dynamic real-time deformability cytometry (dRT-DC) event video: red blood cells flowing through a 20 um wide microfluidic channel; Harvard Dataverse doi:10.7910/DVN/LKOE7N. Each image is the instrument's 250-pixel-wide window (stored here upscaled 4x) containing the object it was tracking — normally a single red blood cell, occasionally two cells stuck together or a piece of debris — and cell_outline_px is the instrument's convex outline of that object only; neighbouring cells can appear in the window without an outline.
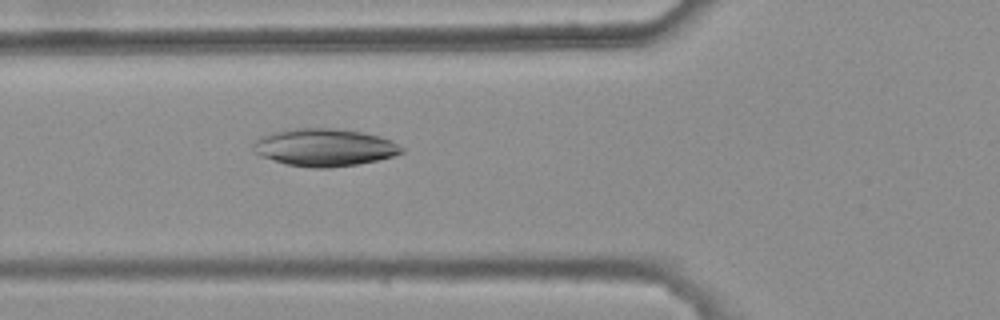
{"species": "common noctule bat (a hibernating species)", "species_latin": "Nyctalus noctula", "temperature_condition": "warm", "stored_images_in_passage": 28, "camera_frame_rate_fps": 3000, "um_per_image_px": 0.085, "animal": {"sex": "female", "body_mass_g": 25.1}, "frame": {"image": 1, "passage_image": 6, "time_ms": 1.667, "image_size_px": [1000, 320], "cell_outline_px": [[404, 152], [392, 156], [376, 160], [356, 164], [328, 168], [316, 168], [288, 164], [260, 156], [252, 152], [252, 144], [260, 136], [272, 132], [292, 128], [332, 128], [364, 132], [380, 136], [392, 140], [404, 148]], "centroid_in_image_um": [27.56, 12.51], "position_along_channel_um": 98.2, "area_um2": 32.54}}
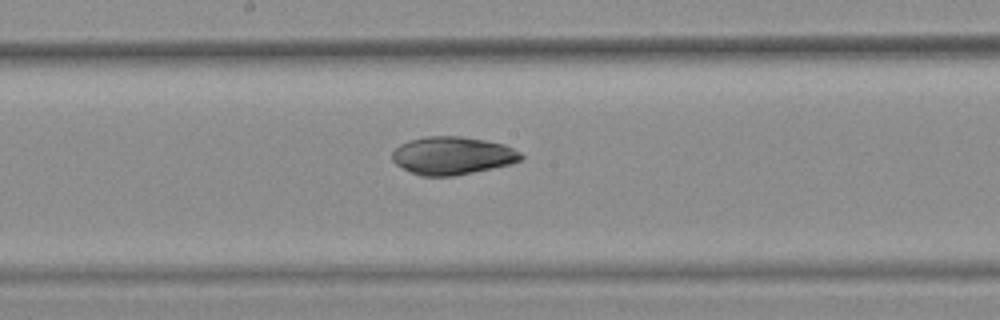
{"frame": {"image": 2, "passage_image": 15, "time_ms": 4.667, "image_size_px": [1000, 320], "cell_outline_px": [[524, 156], [520, 160], [512, 164], [452, 176], [420, 176], [396, 164], [392, 160], [392, 152], [400, 144], [408, 140], [424, 136], [460, 136], [484, 140], [504, 144], [520, 152]], "centroid_in_image_um": [38.44, 13.22], "position_along_channel_um": 209.8, "area_um2": 28.38}}
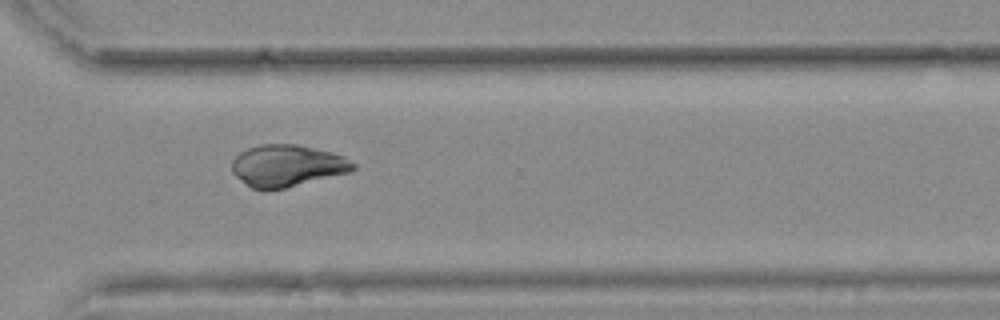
{"frame": {"image": 3, "passage_image": 26, "time_ms": 8.333, "image_size_px": [1000, 320], "cell_outline_px": [[356, 168], [352, 172], [284, 188], [264, 192], [252, 188], [236, 176], [232, 172], [232, 160], [240, 152], [248, 148], [260, 144], [296, 144], [332, 152], [344, 156], [356, 164]], "centroid_in_image_um": [24.42, 14.1], "position_along_channel_um": 346.2, "area_um2": 29.82}, "authors_computed_cell_mechanics": {"area_um2": 28.8711, "velocity_mm_per_s": 3.7174, "shape_relaxation_time_tau1_ms": null, "shape_relaxation_time_tau2_ms": 6.6658, "deformation_change_tau1": null, "deformation_change_tau2": 0.0964}}